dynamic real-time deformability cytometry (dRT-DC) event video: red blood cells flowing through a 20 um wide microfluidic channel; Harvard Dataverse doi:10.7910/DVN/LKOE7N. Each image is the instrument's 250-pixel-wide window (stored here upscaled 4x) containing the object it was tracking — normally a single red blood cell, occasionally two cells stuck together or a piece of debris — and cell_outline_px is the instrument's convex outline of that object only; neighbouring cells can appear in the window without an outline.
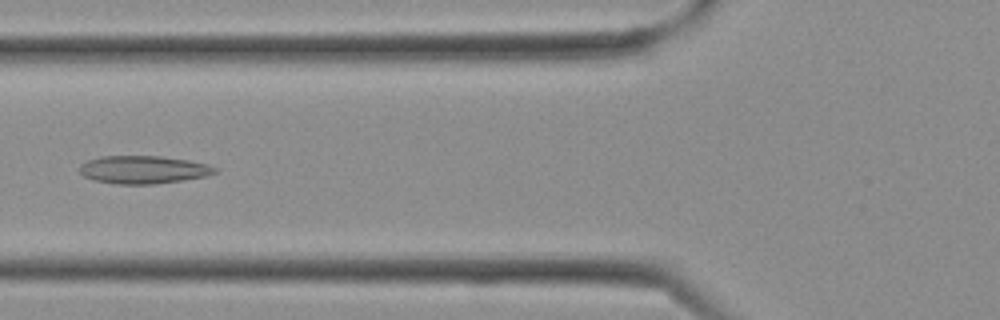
{"species": "Egyptian fruit bat (a non-hibernating species)", "species_latin": "Rousettus aegyptiacus", "temperature_condition": "cold", "stored_images_in_passage": 13, "camera_frame_rate_fps": 3000, "um_per_image_px": 0.085, "frame": {"image": 1, "passage_image": 10, "time_ms": 3.0, "image_size_px": [1000, 320], "cell_outline_px": [[220, 168], [216, 172], [204, 176], [180, 180], [152, 184], [116, 184], [92, 180], [84, 176], [80, 172], [80, 164], [88, 160], [100, 156], [160, 156], [188, 160], [208, 164]], "centroid_in_image_um": [12.16, 14.41], "position_along_channel_um": 113.6, "area_um2": 21.96}}
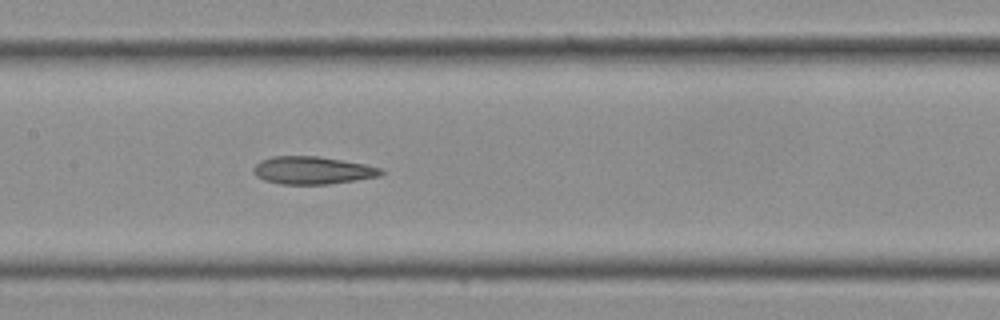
{"frame": {"image": 2, "passage_image": 13, "time_ms": 4.0, "image_size_px": [1000, 320], "cell_outline_px": [[384, 172], [380, 176], [356, 180], [328, 184], [280, 184], [264, 180], [256, 176], [252, 172], [252, 168], [260, 160], [272, 156], [320, 156], [364, 164], [380, 168]], "centroid_in_image_um": [26.52, 14.47], "position_along_channel_um": 180.9, "area_um2": 20.63}}